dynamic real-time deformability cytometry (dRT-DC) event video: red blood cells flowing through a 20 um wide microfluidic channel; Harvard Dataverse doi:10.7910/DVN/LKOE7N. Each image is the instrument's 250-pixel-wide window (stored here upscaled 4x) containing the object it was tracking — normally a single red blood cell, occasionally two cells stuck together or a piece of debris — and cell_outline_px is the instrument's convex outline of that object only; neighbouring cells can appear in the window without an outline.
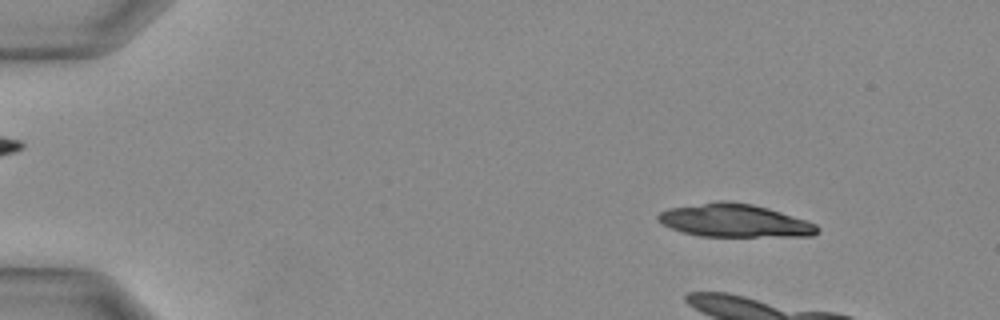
{"species": "Egyptian fruit bat (a non-hibernating species)", "species_latin": "Rousettus aegyptiacus", "temperature_condition": "warm", "stored_images_in_passage": 9, "camera_frame_rate_fps": 3000, "um_per_image_px": 0.085, "animal": {"sex": "female"}, "frame": {"image": 1, "passage_image": 4, "time_ms": 1.0, "image_size_px": [1000, 320], "cell_outline_px": [[820, 228], [812, 236], [700, 236], [684, 232], [660, 224], [656, 220], [656, 216], [660, 212], [668, 208], [716, 200], [728, 200], [752, 204], [768, 208], [816, 224]], "centroid_in_image_um": [62.37, 18.74], "position_along_channel_um": 22.6, "area_um2": 30.69}}